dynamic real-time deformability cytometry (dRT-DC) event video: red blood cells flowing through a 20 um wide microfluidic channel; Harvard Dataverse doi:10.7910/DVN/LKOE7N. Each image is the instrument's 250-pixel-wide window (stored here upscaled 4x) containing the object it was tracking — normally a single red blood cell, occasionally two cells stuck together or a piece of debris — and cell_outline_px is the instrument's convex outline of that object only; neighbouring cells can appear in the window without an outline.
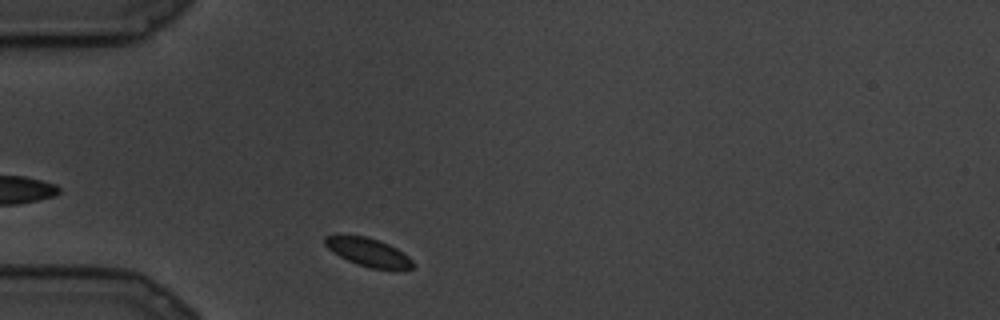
{"species": "common noctule bat (a hibernating species)", "species_latin": "Nyctalus noctula", "temperature_condition": "cold", "stored_images_in_passage": 51, "camera_frame_rate_fps": 3000, "um_per_image_px": 0.085, "animal": {"sex": "male", "body_mass_g": 19.5, "forearm_length_mm": 54.6}, "frame": {"image": 1, "passage_image": 2, "time_ms": 0.333, "image_size_px": [1000, 320], "cell_outline_px": [[416, 264], [412, 268], [396, 272], [372, 268], [356, 264], [340, 256], [328, 248], [324, 244], [324, 236], [364, 236], [388, 244], [396, 248], [408, 256]], "centroid_in_image_um": [31.39, 21.49], "position_along_channel_um": 53.6, "area_um2": 14.57}}
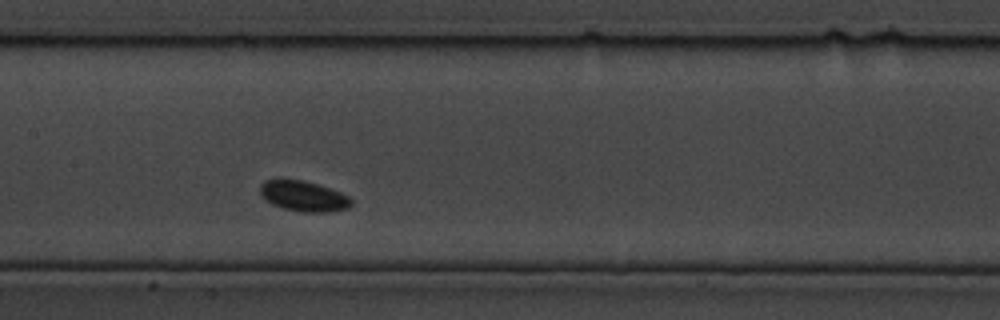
{"frame": {"image": 2, "passage_image": 22, "time_ms": 7.0, "image_size_px": [1000, 320], "cell_outline_px": [[352, 204], [348, 208], [332, 212], [304, 212], [284, 208], [272, 204], [264, 200], [260, 196], [260, 184], [264, 180], [280, 176], [304, 180], [340, 192], [348, 196], [352, 200]], "centroid_in_image_um": [25.73, 16.63], "position_along_channel_um": 181.7, "area_um2": 16.7}}
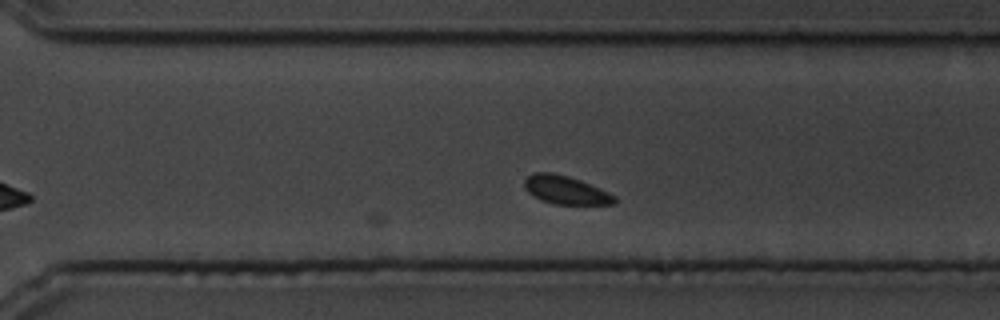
{"frame": {"image": 3, "passage_image": 42, "time_ms": 13.667, "image_size_px": [1000, 320], "cell_outline_px": [[616, 204], [552, 204], [540, 200], [528, 192], [524, 188], [524, 180], [532, 172], [552, 172], [568, 176], [580, 180], [608, 192], [616, 196]], "centroid_in_image_um": [48.05, 16.15], "position_along_channel_um": 322.5, "area_um2": 14.91}}